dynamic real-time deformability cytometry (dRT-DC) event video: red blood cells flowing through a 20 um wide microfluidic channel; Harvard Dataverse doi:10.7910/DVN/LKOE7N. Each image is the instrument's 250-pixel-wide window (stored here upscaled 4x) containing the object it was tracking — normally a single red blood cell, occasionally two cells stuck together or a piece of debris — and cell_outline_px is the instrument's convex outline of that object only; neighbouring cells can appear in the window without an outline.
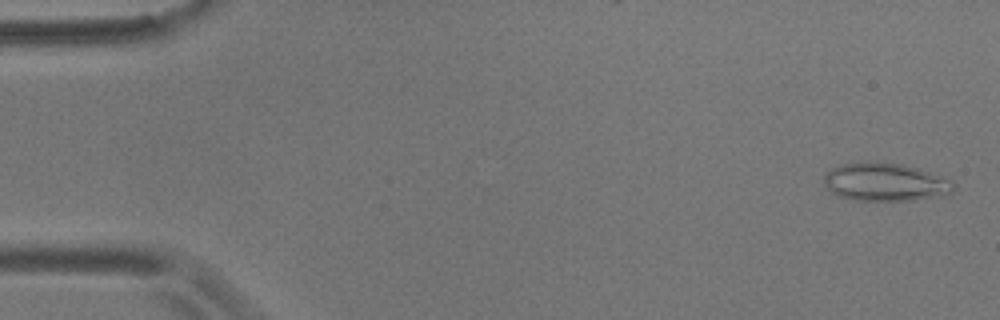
{"species": "common noctule bat (a hibernating species)", "species_latin": "Nyctalus noctula", "temperature_condition": "room temperature", "stored_images_in_passage": 11, "camera_frame_rate_fps": 3000, "um_per_image_px": 0.085, "animal": {"sex": "male", "body_mass_g": 17.9}, "frame": {"image": 1, "passage_image": 2, "time_ms": 0.333, "image_size_px": [1000, 320], "cell_outline_px": [[956, 188], [948, 196], [908, 200], [852, 200], [840, 196], [832, 192], [824, 184], [824, 172], [840, 164], [904, 164], [952, 180], [956, 184]], "centroid_in_image_um": [75.3, 15.51], "position_along_channel_um": 9.7, "area_um2": 28.32}}